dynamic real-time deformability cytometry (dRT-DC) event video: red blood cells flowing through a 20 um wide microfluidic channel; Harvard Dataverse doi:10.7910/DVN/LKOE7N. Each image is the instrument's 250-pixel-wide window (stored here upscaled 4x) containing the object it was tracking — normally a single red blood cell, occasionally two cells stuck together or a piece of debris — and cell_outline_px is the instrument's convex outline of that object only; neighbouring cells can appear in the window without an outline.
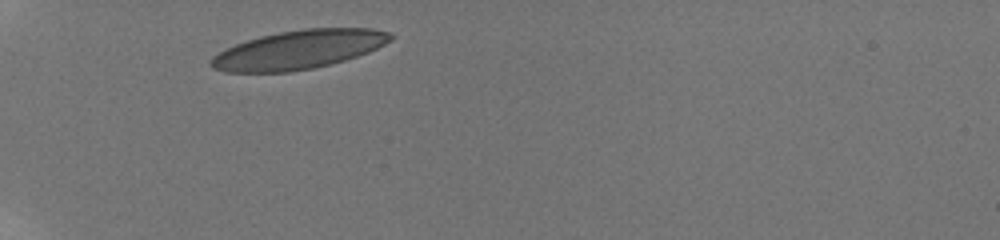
{"species": "human", "species_latin": "Homo sapiens", "temperature_condition": "room temperature", "stored_images_in_passage": 15, "camera_frame_rate_fps": 3000, "um_per_image_px": 0.085, "donor": {"sex": "male"}, "frame": {"image": 1, "passage_image": 1, "time_ms": 0.0, "image_size_px": [1000, 240], "cell_outline_px": [[396, 36], [392, 40], [368, 52], [344, 60], [312, 68], [288, 72], [228, 72], [212, 68], [208, 64], [212, 56], [236, 44], [260, 36], [280, 32], [304, 28], [372, 28], [388, 32]], "centroid_in_image_um": [25.39, 4.21], "position_along_channel_um": 59.6, "area_um2": 40.29}}
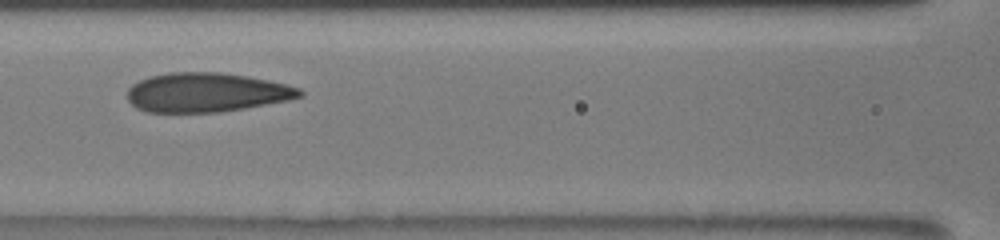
{"frame": {"image": 2, "passage_image": 5, "time_ms": 3.0, "image_size_px": [1000, 240], "cell_outline_px": [[304, 96], [288, 100], [244, 108], [220, 112], [148, 112], [136, 108], [128, 100], [128, 88], [132, 84], [148, 76], [168, 72], [220, 72], [248, 76], [268, 80], [300, 88], [304, 92]], "centroid_in_image_um": [17.54, 7.85], "position_along_channel_um": 149.1, "area_um2": 39.54}}
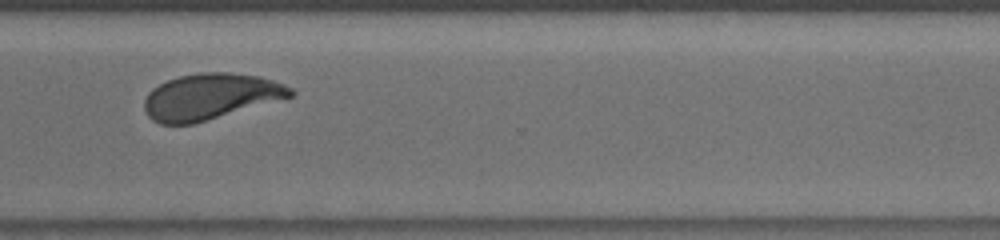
{"frame": {"image": 3, "passage_image": 12, "time_ms": 8.333, "image_size_px": [1000, 240], "cell_outline_px": [[296, 92], [292, 96], [192, 124], [160, 124], [152, 120], [148, 116], [144, 108], [144, 100], [148, 92], [152, 88], [168, 80], [180, 76], [200, 72], [228, 72], [260, 76], [284, 84], [292, 88]], "centroid_in_image_um": [17.86, 8.2], "position_along_channel_um": 352.7, "area_um2": 38.9}, "authors_computed_cell_mechanics": {"area_um2": 39.6508, "velocity_mm_per_s": 3.8243, "shape_relaxation_time_tau1_ms": 6.7431, "shape_relaxation_time_tau2_ms": null, "deformation_change_tau1": 0.172, "deformation_change_tau2": null}}